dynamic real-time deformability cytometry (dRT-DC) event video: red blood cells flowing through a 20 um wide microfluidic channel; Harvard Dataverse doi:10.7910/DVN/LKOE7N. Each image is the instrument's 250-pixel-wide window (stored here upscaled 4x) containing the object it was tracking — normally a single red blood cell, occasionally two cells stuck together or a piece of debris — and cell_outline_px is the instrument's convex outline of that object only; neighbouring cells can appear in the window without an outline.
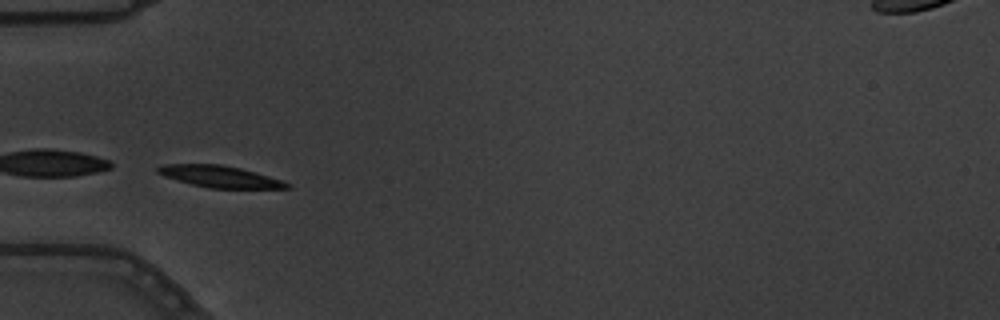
{"species": "common noctule bat (a hibernating species)", "species_latin": "Nyctalus noctula", "temperature_condition": "warm", "stored_images_in_passage": 5, "segment_of_instrument_passage": [2, 2], "camera_frame_rate_fps": 3000, "um_per_image_px": 0.085, "animal": {"sex": "male", "body_mass_g": 19.5, "forearm_length_mm": 54.6}, "frame": {"image": 1, "passage_image": 4, "time_ms": 1.0, "image_size_px": [1000, 320], "cell_outline_px": [[292, 188], [208, 188], [176, 180], [164, 176], [156, 172], [156, 168], [164, 164], [220, 164], [240, 168], [284, 180], [292, 184]], "centroid_in_image_um": [18.71, 15.01], "position_along_channel_um": 66.3, "area_um2": 16.36}}